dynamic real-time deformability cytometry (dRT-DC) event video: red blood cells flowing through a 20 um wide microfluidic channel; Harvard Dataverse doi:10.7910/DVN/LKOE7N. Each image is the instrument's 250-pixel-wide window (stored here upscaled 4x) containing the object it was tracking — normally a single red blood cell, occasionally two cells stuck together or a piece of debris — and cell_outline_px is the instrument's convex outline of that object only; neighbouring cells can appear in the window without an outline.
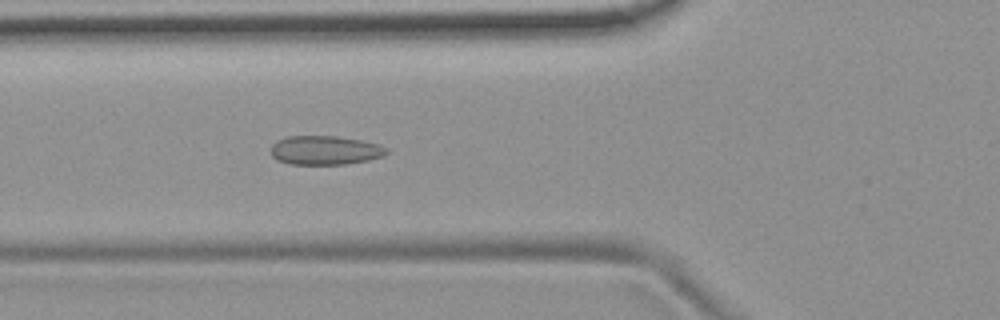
{"species": "common noctule bat (a hibernating species)", "species_latin": "Nyctalus noctula", "temperature_condition": "room temperature", "stored_images_in_passage": 42, "camera_frame_rate_fps": 3000, "um_per_image_px": 0.085, "animal": {"sex": "female", "body_mass_g": 19.9}, "frame": {"image": 1, "passage_image": 12, "time_ms": 3.667, "image_size_px": [1000, 320], "cell_outline_px": [[388, 152], [384, 156], [368, 160], [344, 164], [292, 164], [276, 160], [272, 156], [272, 144], [276, 140], [284, 136], [336, 136], [360, 140], [376, 144], [388, 148]], "centroid_in_image_um": [27.6, 12.77], "position_along_channel_um": 98.2, "area_um2": 19.54}}
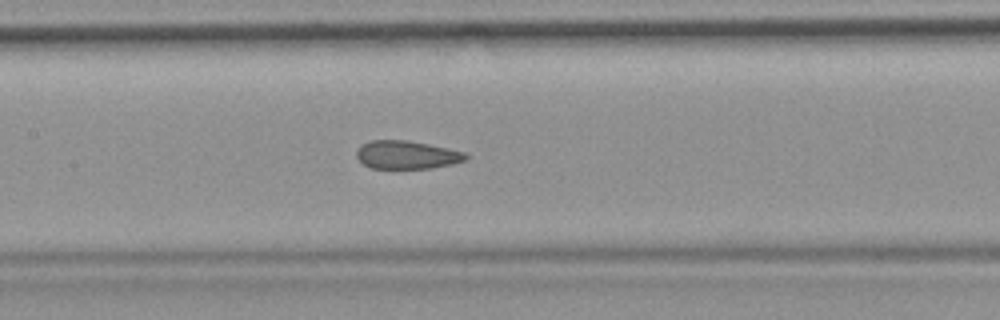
{"frame": {"image": 2, "passage_image": 18, "time_ms": 5.667, "image_size_px": [1000, 320], "cell_outline_px": [[468, 156], [464, 160], [452, 164], [432, 168], [372, 168], [364, 164], [356, 156], [356, 152], [360, 144], [372, 140], [408, 140], [448, 148], [464, 152]], "centroid_in_image_um": [34.55, 13.15], "position_along_channel_um": 172.8, "area_um2": 17.86}}
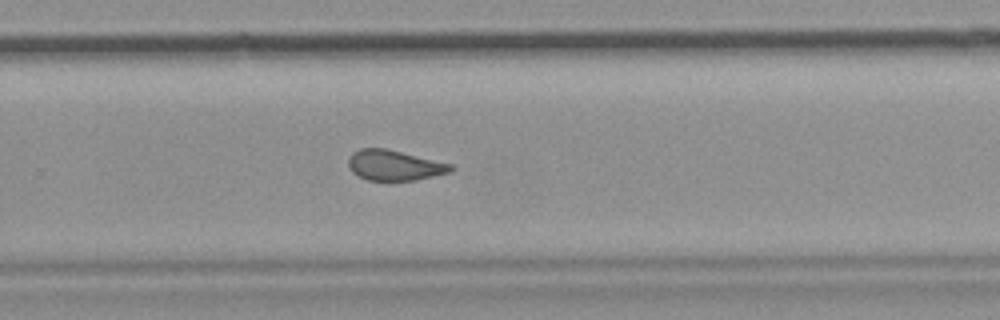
{"frame": {"image": 3, "passage_image": 28, "time_ms": 9.0, "image_size_px": [1000, 320], "cell_outline_px": [[456, 168], [452, 172], [416, 180], [368, 180], [352, 172], [348, 164], [348, 156], [352, 152], [360, 148], [384, 148], [452, 164]], "centroid_in_image_um": [33.53, 14.05], "position_along_channel_um": 296.3, "area_um2": 18.09}, "authors_computed_cell_mechanics": {"area_um2": 19.363, "velocity_mm_per_s": 3.7178, "shape_relaxation_time_tau1_ms": null, "shape_relaxation_time_tau2_ms": 1.3424, "deformation_change_tau1": null, "deformation_change_tau2": 0.0846}}